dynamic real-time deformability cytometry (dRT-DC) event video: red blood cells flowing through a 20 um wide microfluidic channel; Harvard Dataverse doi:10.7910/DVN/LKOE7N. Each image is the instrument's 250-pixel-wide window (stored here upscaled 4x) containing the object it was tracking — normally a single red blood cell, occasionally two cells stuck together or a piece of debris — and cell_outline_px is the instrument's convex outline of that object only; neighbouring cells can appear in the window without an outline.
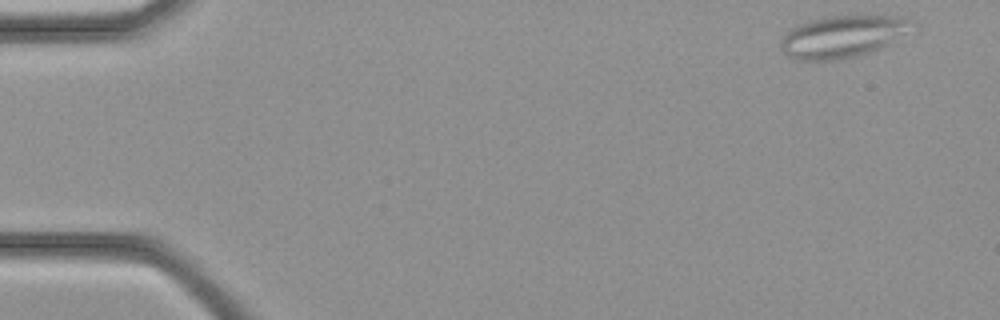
{"species": "common noctule bat (a hibernating species)", "species_latin": "Nyctalus noctula", "temperature_condition": "cold", "stored_images_in_passage": 35, "camera_frame_rate_fps": 3000, "um_per_image_px": 0.085, "animal": {"sex": "female", "body_mass_g": 21.9}, "frame": {"image": 1, "passage_image": 1, "time_ms": 0.0, "image_size_px": [1000, 320], "cell_outline_px": [[920, 28], [888, 44], [868, 52], [836, 60], [792, 60], [780, 48], [780, 44], [784, 36], [792, 28], [808, 20], [824, 16], [904, 16], [920, 24]], "centroid_in_image_um": [71.72, 3.08], "position_along_channel_um": 13.3, "area_um2": 32.54}}
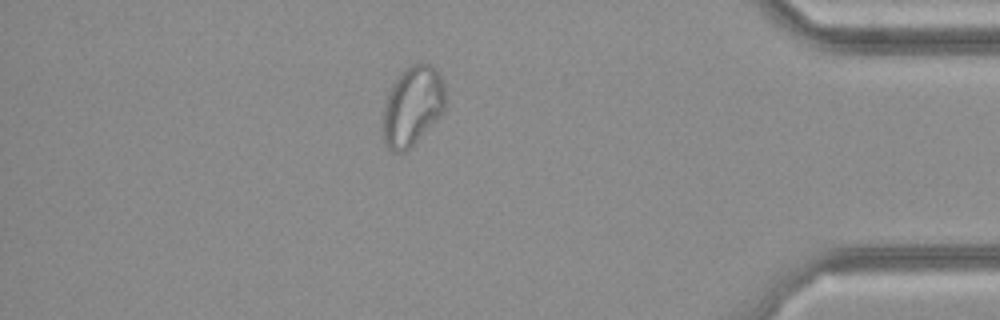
{"frame": {"image": 2, "passage_image": 30, "time_ms": 9.667, "image_size_px": [1000, 320], "cell_outline_px": [[444, 108], [440, 116], [404, 152], [392, 152], [388, 148], [384, 140], [380, 128], [384, 104], [388, 92], [392, 84], [400, 72], [408, 64], [428, 64], [436, 68], [440, 72], [444, 84]], "centroid_in_image_um": [35.01, 8.99], "position_along_channel_um": 400.2, "area_um2": 29.13}}